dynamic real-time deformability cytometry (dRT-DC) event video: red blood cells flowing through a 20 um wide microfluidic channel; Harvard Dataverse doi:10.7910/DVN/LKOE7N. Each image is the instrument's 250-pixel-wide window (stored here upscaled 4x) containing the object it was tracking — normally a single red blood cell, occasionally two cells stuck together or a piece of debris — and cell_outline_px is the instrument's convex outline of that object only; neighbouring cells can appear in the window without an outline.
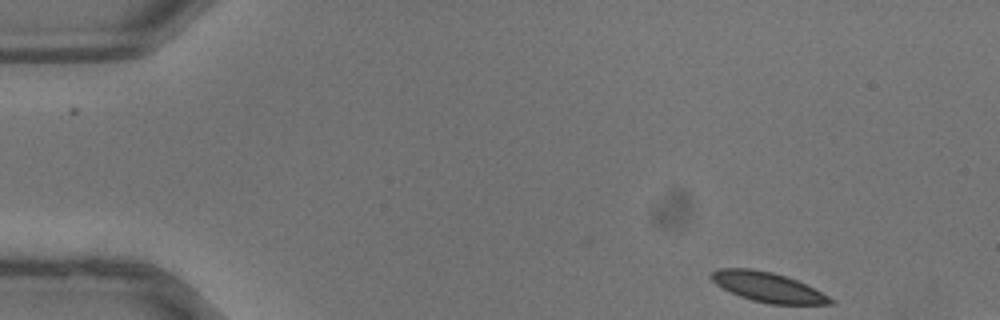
{"species": "common noctule bat (a hibernating species)", "species_latin": "Nyctalus noctula", "temperature_condition": "warm", "stored_images_in_passage": 35, "camera_frame_rate_fps": 3000, "um_per_image_px": 0.085, "animal": {"sex": "male", "body_mass_g": 13.3}, "frame": {"image": 1, "passage_image": 1, "time_ms": 0.0, "image_size_px": [1000, 320], "cell_outline_px": [[836, 304], [768, 304], [752, 300], [740, 296], [716, 284], [712, 280], [712, 272], [720, 268], [752, 268], [772, 272], [796, 280], [836, 300]], "centroid_in_image_um": [65.28, 24.41], "position_along_channel_um": 19.7, "area_um2": 20.29}}
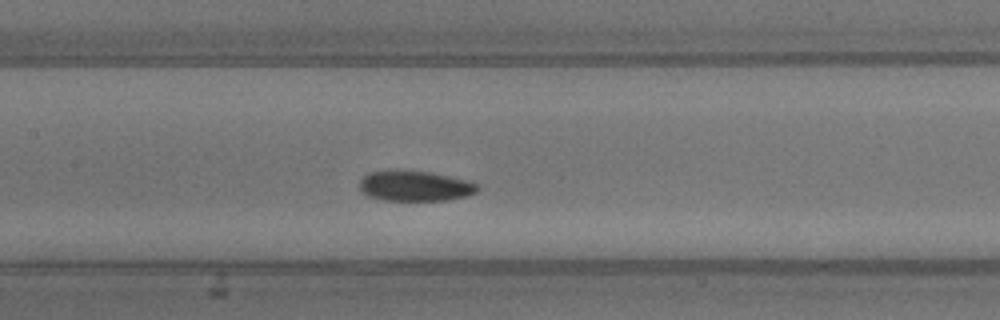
{"frame": {"image": 2, "passage_image": 15, "time_ms": 4.667, "image_size_px": [1000, 320], "cell_outline_px": [[480, 188], [476, 192], [468, 196], [448, 200], [380, 200], [368, 196], [360, 192], [360, 180], [368, 172], [428, 172], [472, 180]], "centroid_in_image_um": [35.32, 15.84], "position_along_channel_um": 172.1, "area_um2": 20.63}}
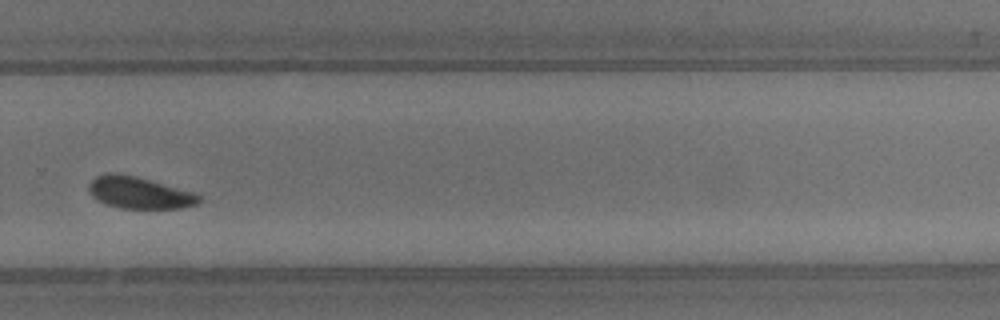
{"frame": {"image": 3, "passage_image": 23, "time_ms": 7.333, "image_size_px": [1000, 320], "cell_outline_px": [[200, 200], [196, 204], [180, 208], [124, 208], [108, 204], [92, 196], [88, 188], [88, 184], [96, 176], [108, 172], [136, 176], [196, 192], [200, 196]], "centroid_in_image_um": [11.86, 16.36], "position_along_channel_um": 317.9, "area_um2": 20.23}}